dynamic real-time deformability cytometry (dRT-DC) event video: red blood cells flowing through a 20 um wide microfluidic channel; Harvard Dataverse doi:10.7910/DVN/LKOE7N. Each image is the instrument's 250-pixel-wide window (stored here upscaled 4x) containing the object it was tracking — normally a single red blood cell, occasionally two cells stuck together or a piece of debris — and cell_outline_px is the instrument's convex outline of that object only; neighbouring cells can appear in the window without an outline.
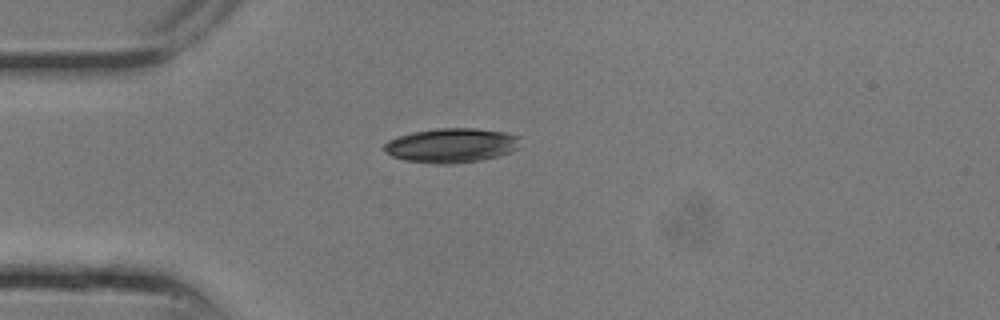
{"species": "common noctule bat (a hibernating species)", "species_latin": "Nyctalus noctula", "temperature_condition": "room temperature", "stored_images_in_passage": 6, "camera_frame_rate_fps": 3000, "um_per_image_px": 0.085, "animal": {"sex": "male", "body_mass_g": 13.3}, "frame": {"image": 1, "passage_image": 1, "time_ms": 0.0, "image_size_px": [1000, 320], "cell_outline_px": [[520, 148], [512, 152], [480, 160], [452, 164], [436, 164], [404, 160], [392, 156], [384, 152], [384, 144], [388, 140], [396, 136], [412, 132], [436, 128], [476, 128], [508, 132], [520, 136]], "centroid_in_image_um": [38.39, 12.35], "position_along_channel_um": 46.6, "area_um2": 27.74}}
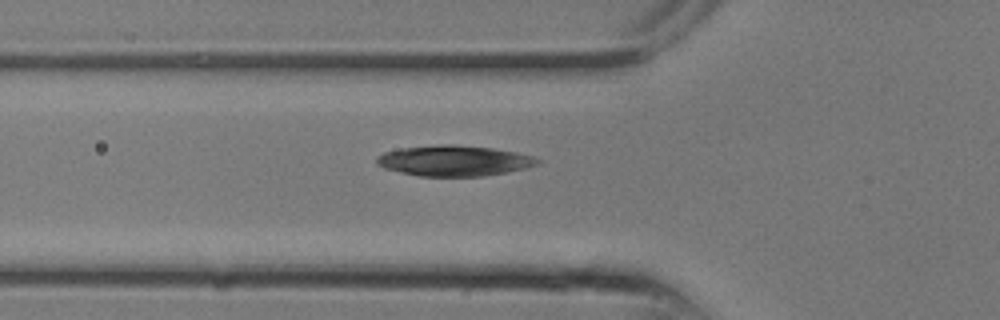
{"frame": {"image": 2, "passage_image": 3, "time_ms": 0.667, "image_size_px": [1000, 320], "cell_outline_px": [[544, 160], [540, 164], [524, 168], [484, 176], [420, 176], [400, 172], [384, 168], [376, 164], [376, 156], [384, 152], [400, 148], [444, 144], [452, 144], [492, 148], [516, 152], [532, 156]], "centroid_in_image_um": [38.59, 13.66], "position_along_channel_um": 87.2, "area_um2": 28.67}}
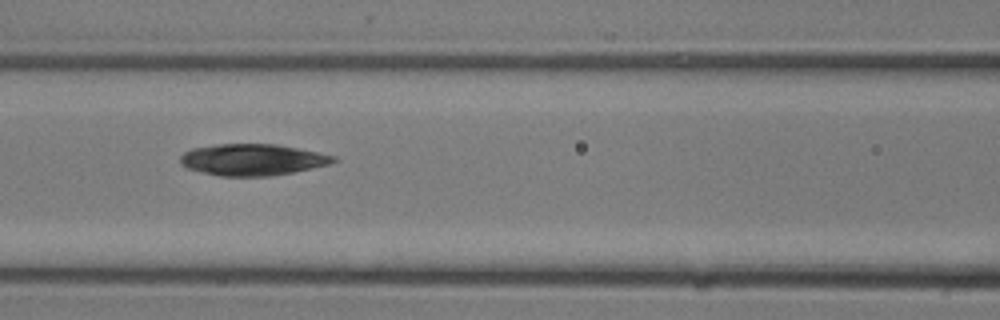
{"frame": {"image": 3, "passage_image": 5, "time_ms": 1.333, "image_size_px": [1000, 320], "cell_outline_px": [[340, 160], [328, 164], [312, 168], [272, 176], [220, 176], [200, 172], [188, 168], [180, 164], [180, 156], [184, 152], [192, 148], [216, 144], [276, 144], [320, 152], [336, 156]], "centroid_in_image_um": [21.47, 13.57], "position_along_channel_um": 145.1, "area_um2": 28.26}}